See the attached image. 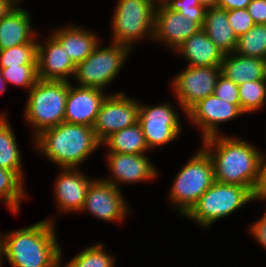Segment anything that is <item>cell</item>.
<instances>
[{"label":"cell","mask_w":266,"mask_h":267,"mask_svg":"<svg viewBox=\"0 0 266 267\" xmlns=\"http://www.w3.org/2000/svg\"><path fill=\"white\" fill-rule=\"evenodd\" d=\"M221 74V65L208 67L187 66L172 78L171 91L183 114L199 100L214 94L217 80Z\"/></svg>","instance_id":"30bf717a"},{"label":"cell","mask_w":266,"mask_h":267,"mask_svg":"<svg viewBox=\"0 0 266 267\" xmlns=\"http://www.w3.org/2000/svg\"><path fill=\"white\" fill-rule=\"evenodd\" d=\"M163 4L172 11H178L184 16L192 18L201 27L204 23L206 8L198 0H165Z\"/></svg>","instance_id":"1f68e13d"},{"label":"cell","mask_w":266,"mask_h":267,"mask_svg":"<svg viewBox=\"0 0 266 267\" xmlns=\"http://www.w3.org/2000/svg\"><path fill=\"white\" fill-rule=\"evenodd\" d=\"M139 108L140 100L127 96L124 91L109 92L93 126L98 141L102 143L111 134L136 124Z\"/></svg>","instance_id":"8fae6325"},{"label":"cell","mask_w":266,"mask_h":267,"mask_svg":"<svg viewBox=\"0 0 266 267\" xmlns=\"http://www.w3.org/2000/svg\"><path fill=\"white\" fill-rule=\"evenodd\" d=\"M198 1L200 5L204 6L206 9L216 7V4L218 2V0H198Z\"/></svg>","instance_id":"ab89813d"},{"label":"cell","mask_w":266,"mask_h":267,"mask_svg":"<svg viewBox=\"0 0 266 267\" xmlns=\"http://www.w3.org/2000/svg\"><path fill=\"white\" fill-rule=\"evenodd\" d=\"M17 2L0 19V50L25 43H38L39 33L32 28L30 13ZM39 37V38H38Z\"/></svg>","instance_id":"d6986e66"},{"label":"cell","mask_w":266,"mask_h":267,"mask_svg":"<svg viewBox=\"0 0 266 267\" xmlns=\"http://www.w3.org/2000/svg\"><path fill=\"white\" fill-rule=\"evenodd\" d=\"M170 101L156 105L140 102L139 120L149 150L162 148L181 136L183 125Z\"/></svg>","instance_id":"9c48e42d"},{"label":"cell","mask_w":266,"mask_h":267,"mask_svg":"<svg viewBox=\"0 0 266 267\" xmlns=\"http://www.w3.org/2000/svg\"><path fill=\"white\" fill-rule=\"evenodd\" d=\"M38 43H25L0 50L2 68L37 65Z\"/></svg>","instance_id":"f546056e"},{"label":"cell","mask_w":266,"mask_h":267,"mask_svg":"<svg viewBox=\"0 0 266 267\" xmlns=\"http://www.w3.org/2000/svg\"><path fill=\"white\" fill-rule=\"evenodd\" d=\"M24 180L14 171L0 167V202L17 214L23 199L29 198Z\"/></svg>","instance_id":"484cf974"},{"label":"cell","mask_w":266,"mask_h":267,"mask_svg":"<svg viewBox=\"0 0 266 267\" xmlns=\"http://www.w3.org/2000/svg\"><path fill=\"white\" fill-rule=\"evenodd\" d=\"M93 30L79 25H64L51 29L50 34L61 44L75 65L83 62L101 42Z\"/></svg>","instance_id":"ffe728a7"},{"label":"cell","mask_w":266,"mask_h":267,"mask_svg":"<svg viewBox=\"0 0 266 267\" xmlns=\"http://www.w3.org/2000/svg\"><path fill=\"white\" fill-rule=\"evenodd\" d=\"M55 218L3 233V258L11 267H51L61 256Z\"/></svg>","instance_id":"7a4b0ae2"},{"label":"cell","mask_w":266,"mask_h":267,"mask_svg":"<svg viewBox=\"0 0 266 267\" xmlns=\"http://www.w3.org/2000/svg\"><path fill=\"white\" fill-rule=\"evenodd\" d=\"M62 252L63 250H61V256L52 264L51 267H72L68 262H66V264H62Z\"/></svg>","instance_id":"b9f144b4"},{"label":"cell","mask_w":266,"mask_h":267,"mask_svg":"<svg viewBox=\"0 0 266 267\" xmlns=\"http://www.w3.org/2000/svg\"><path fill=\"white\" fill-rule=\"evenodd\" d=\"M129 208L122 190L100 177L90 183L80 212L90 213L103 222L122 224L131 212Z\"/></svg>","instance_id":"7c38bea8"},{"label":"cell","mask_w":266,"mask_h":267,"mask_svg":"<svg viewBox=\"0 0 266 267\" xmlns=\"http://www.w3.org/2000/svg\"><path fill=\"white\" fill-rule=\"evenodd\" d=\"M240 108L244 114L259 112L266 106V80L238 85Z\"/></svg>","instance_id":"f1b7e54d"},{"label":"cell","mask_w":266,"mask_h":267,"mask_svg":"<svg viewBox=\"0 0 266 267\" xmlns=\"http://www.w3.org/2000/svg\"><path fill=\"white\" fill-rule=\"evenodd\" d=\"M253 201L252 192L245 186L214 182L183 216L203 229Z\"/></svg>","instance_id":"8992f818"},{"label":"cell","mask_w":266,"mask_h":267,"mask_svg":"<svg viewBox=\"0 0 266 267\" xmlns=\"http://www.w3.org/2000/svg\"><path fill=\"white\" fill-rule=\"evenodd\" d=\"M253 201L263 200L266 203V154H261L258 176L252 190Z\"/></svg>","instance_id":"e575fe53"},{"label":"cell","mask_w":266,"mask_h":267,"mask_svg":"<svg viewBox=\"0 0 266 267\" xmlns=\"http://www.w3.org/2000/svg\"><path fill=\"white\" fill-rule=\"evenodd\" d=\"M107 95L102 89L78 86L68 81L64 122L93 127Z\"/></svg>","instance_id":"e0dca14e"},{"label":"cell","mask_w":266,"mask_h":267,"mask_svg":"<svg viewBox=\"0 0 266 267\" xmlns=\"http://www.w3.org/2000/svg\"><path fill=\"white\" fill-rule=\"evenodd\" d=\"M243 115L245 114L241 111L240 104L223 101L214 94L199 100L186 112L188 122L191 121L190 124L201 130L202 140L221 135L222 131L218 129L220 124L231 122Z\"/></svg>","instance_id":"4fadbf2b"},{"label":"cell","mask_w":266,"mask_h":267,"mask_svg":"<svg viewBox=\"0 0 266 267\" xmlns=\"http://www.w3.org/2000/svg\"><path fill=\"white\" fill-rule=\"evenodd\" d=\"M107 167L110 176L102 177L118 189H122L119 184L134 185L144 181H154L158 178L157 166L148 158L147 154H121L106 152Z\"/></svg>","instance_id":"5bb4252c"},{"label":"cell","mask_w":266,"mask_h":267,"mask_svg":"<svg viewBox=\"0 0 266 267\" xmlns=\"http://www.w3.org/2000/svg\"><path fill=\"white\" fill-rule=\"evenodd\" d=\"M214 95L231 104H240L238 85L222 74H220L217 80Z\"/></svg>","instance_id":"836d02e7"},{"label":"cell","mask_w":266,"mask_h":267,"mask_svg":"<svg viewBox=\"0 0 266 267\" xmlns=\"http://www.w3.org/2000/svg\"><path fill=\"white\" fill-rule=\"evenodd\" d=\"M174 52L182 55L188 66L195 67L221 65L224 57V53L203 29L184 41Z\"/></svg>","instance_id":"44dd1931"},{"label":"cell","mask_w":266,"mask_h":267,"mask_svg":"<svg viewBox=\"0 0 266 267\" xmlns=\"http://www.w3.org/2000/svg\"><path fill=\"white\" fill-rule=\"evenodd\" d=\"M249 232L255 242L260 244V247L266 249V209H264L263 215L255 222L249 224Z\"/></svg>","instance_id":"d590c367"},{"label":"cell","mask_w":266,"mask_h":267,"mask_svg":"<svg viewBox=\"0 0 266 267\" xmlns=\"http://www.w3.org/2000/svg\"><path fill=\"white\" fill-rule=\"evenodd\" d=\"M246 9L255 24H266V0H251Z\"/></svg>","instance_id":"8d00e7d4"},{"label":"cell","mask_w":266,"mask_h":267,"mask_svg":"<svg viewBox=\"0 0 266 267\" xmlns=\"http://www.w3.org/2000/svg\"><path fill=\"white\" fill-rule=\"evenodd\" d=\"M251 0H218L216 7L227 11L233 9H246Z\"/></svg>","instance_id":"74e56055"},{"label":"cell","mask_w":266,"mask_h":267,"mask_svg":"<svg viewBox=\"0 0 266 267\" xmlns=\"http://www.w3.org/2000/svg\"><path fill=\"white\" fill-rule=\"evenodd\" d=\"M201 29L202 27L192 18L168 9L163 3L156 4L153 43L159 42L172 53Z\"/></svg>","instance_id":"9a60e30c"},{"label":"cell","mask_w":266,"mask_h":267,"mask_svg":"<svg viewBox=\"0 0 266 267\" xmlns=\"http://www.w3.org/2000/svg\"><path fill=\"white\" fill-rule=\"evenodd\" d=\"M101 45L100 42L83 62L76 65L72 79L74 81H71L73 84L107 89L106 87H109V84L119 75L133 51L125 45L112 42L106 47Z\"/></svg>","instance_id":"ba28073f"},{"label":"cell","mask_w":266,"mask_h":267,"mask_svg":"<svg viewBox=\"0 0 266 267\" xmlns=\"http://www.w3.org/2000/svg\"><path fill=\"white\" fill-rule=\"evenodd\" d=\"M234 52L266 60V24H255L246 34L238 37Z\"/></svg>","instance_id":"4316f807"},{"label":"cell","mask_w":266,"mask_h":267,"mask_svg":"<svg viewBox=\"0 0 266 267\" xmlns=\"http://www.w3.org/2000/svg\"><path fill=\"white\" fill-rule=\"evenodd\" d=\"M215 182L212 159L201 146L177 173L169 190L173 210L183 217Z\"/></svg>","instance_id":"5b68a950"},{"label":"cell","mask_w":266,"mask_h":267,"mask_svg":"<svg viewBox=\"0 0 266 267\" xmlns=\"http://www.w3.org/2000/svg\"><path fill=\"white\" fill-rule=\"evenodd\" d=\"M32 145L59 168H80L101 147L93 127L67 122L44 129Z\"/></svg>","instance_id":"3957f363"},{"label":"cell","mask_w":266,"mask_h":267,"mask_svg":"<svg viewBox=\"0 0 266 267\" xmlns=\"http://www.w3.org/2000/svg\"><path fill=\"white\" fill-rule=\"evenodd\" d=\"M202 29L224 54L235 51L238 38L229 24L227 10L207 8Z\"/></svg>","instance_id":"603a6c76"},{"label":"cell","mask_w":266,"mask_h":267,"mask_svg":"<svg viewBox=\"0 0 266 267\" xmlns=\"http://www.w3.org/2000/svg\"><path fill=\"white\" fill-rule=\"evenodd\" d=\"M101 147H106V152L121 154H147L150 151L139 122L111 134Z\"/></svg>","instance_id":"cb8c5ba5"},{"label":"cell","mask_w":266,"mask_h":267,"mask_svg":"<svg viewBox=\"0 0 266 267\" xmlns=\"http://www.w3.org/2000/svg\"><path fill=\"white\" fill-rule=\"evenodd\" d=\"M60 173L53 184L54 202L62 213H80L85 197L94 180L80 168H58Z\"/></svg>","instance_id":"2e32d148"},{"label":"cell","mask_w":266,"mask_h":267,"mask_svg":"<svg viewBox=\"0 0 266 267\" xmlns=\"http://www.w3.org/2000/svg\"><path fill=\"white\" fill-rule=\"evenodd\" d=\"M3 239L2 234L0 233V267L3 265Z\"/></svg>","instance_id":"7bdbcfd3"},{"label":"cell","mask_w":266,"mask_h":267,"mask_svg":"<svg viewBox=\"0 0 266 267\" xmlns=\"http://www.w3.org/2000/svg\"><path fill=\"white\" fill-rule=\"evenodd\" d=\"M48 35L43 42L38 40V79L71 82L76 65L61 44L50 33Z\"/></svg>","instance_id":"ac0fdd59"},{"label":"cell","mask_w":266,"mask_h":267,"mask_svg":"<svg viewBox=\"0 0 266 267\" xmlns=\"http://www.w3.org/2000/svg\"><path fill=\"white\" fill-rule=\"evenodd\" d=\"M155 4H161L163 3L165 0H152Z\"/></svg>","instance_id":"ee69618b"},{"label":"cell","mask_w":266,"mask_h":267,"mask_svg":"<svg viewBox=\"0 0 266 267\" xmlns=\"http://www.w3.org/2000/svg\"><path fill=\"white\" fill-rule=\"evenodd\" d=\"M68 81L38 79L28 91L23 118L34 131L33 139L44 129L64 122Z\"/></svg>","instance_id":"277c9868"},{"label":"cell","mask_w":266,"mask_h":267,"mask_svg":"<svg viewBox=\"0 0 266 267\" xmlns=\"http://www.w3.org/2000/svg\"><path fill=\"white\" fill-rule=\"evenodd\" d=\"M228 21L237 38L246 34L255 25L247 9L228 11Z\"/></svg>","instance_id":"d6a6232c"},{"label":"cell","mask_w":266,"mask_h":267,"mask_svg":"<svg viewBox=\"0 0 266 267\" xmlns=\"http://www.w3.org/2000/svg\"><path fill=\"white\" fill-rule=\"evenodd\" d=\"M17 0H0V19L17 3Z\"/></svg>","instance_id":"f35d334b"},{"label":"cell","mask_w":266,"mask_h":267,"mask_svg":"<svg viewBox=\"0 0 266 267\" xmlns=\"http://www.w3.org/2000/svg\"><path fill=\"white\" fill-rule=\"evenodd\" d=\"M221 74L237 85L266 80V60L246 57L235 52L224 54Z\"/></svg>","instance_id":"7402d4cb"},{"label":"cell","mask_w":266,"mask_h":267,"mask_svg":"<svg viewBox=\"0 0 266 267\" xmlns=\"http://www.w3.org/2000/svg\"><path fill=\"white\" fill-rule=\"evenodd\" d=\"M2 76L7 84L29 91L38 81V68L37 65L2 68Z\"/></svg>","instance_id":"4dcf8cb0"},{"label":"cell","mask_w":266,"mask_h":267,"mask_svg":"<svg viewBox=\"0 0 266 267\" xmlns=\"http://www.w3.org/2000/svg\"><path fill=\"white\" fill-rule=\"evenodd\" d=\"M7 117L6 112L0 113V167L16 172L24 180L22 153Z\"/></svg>","instance_id":"d4e9b609"},{"label":"cell","mask_w":266,"mask_h":267,"mask_svg":"<svg viewBox=\"0 0 266 267\" xmlns=\"http://www.w3.org/2000/svg\"><path fill=\"white\" fill-rule=\"evenodd\" d=\"M201 142L212 159L216 182L245 186L252 192L262 154L257 146L223 133Z\"/></svg>","instance_id":"6da1fadb"},{"label":"cell","mask_w":266,"mask_h":267,"mask_svg":"<svg viewBox=\"0 0 266 267\" xmlns=\"http://www.w3.org/2000/svg\"><path fill=\"white\" fill-rule=\"evenodd\" d=\"M107 251L102 242L95 243L73 256L68 263L72 267H116V256Z\"/></svg>","instance_id":"83f0119b"},{"label":"cell","mask_w":266,"mask_h":267,"mask_svg":"<svg viewBox=\"0 0 266 267\" xmlns=\"http://www.w3.org/2000/svg\"><path fill=\"white\" fill-rule=\"evenodd\" d=\"M155 8L152 0H117L111 19V42L132 50L142 39L149 37L153 41Z\"/></svg>","instance_id":"52a82bcc"},{"label":"cell","mask_w":266,"mask_h":267,"mask_svg":"<svg viewBox=\"0 0 266 267\" xmlns=\"http://www.w3.org/2000/svg\"><path fill=\"white\" fill-rule=\"evenodd\" d=\"M7 88V83L2 76V66L0 64V94H4Z\"/></svg>","instance_id":"60d3db41"}]
</instances>
